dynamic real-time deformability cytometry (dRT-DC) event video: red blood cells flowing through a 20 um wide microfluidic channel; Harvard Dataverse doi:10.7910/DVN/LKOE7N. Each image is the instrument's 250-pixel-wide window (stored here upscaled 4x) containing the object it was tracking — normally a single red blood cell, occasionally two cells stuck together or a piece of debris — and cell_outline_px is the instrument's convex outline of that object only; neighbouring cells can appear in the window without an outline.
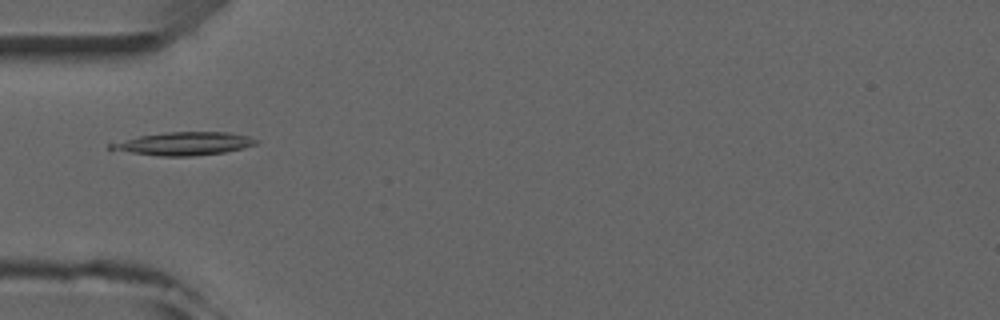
{"species": "common noctule bat (a hibernating species)", "species_latin": "Nyctalus noctula", "temperature_condition": "room temperature", "stored_images_in_passage": 3, "camera_frame_rate_fps": 3000, "um_per_image_px": 0.085, "animal": {"sex": "male", "forearm_length_mm": 52.5}, "frame": {"image": 1, "passage_image": 1, "time_ms": 0.0, "image_size_px": [1000, 320], "cell_outline_px": [[260, 140], [256, 144], [224, 152], [192, 156], [160, 156], [132, 152], [108, 148], [108, 144], [140, 136], [168, 132], [228, 132], [248, 136]], "centroid_in_image_um": [15.68, 12.2], "position_along_channel_um": 69.3, "area_um2": 19.13}}
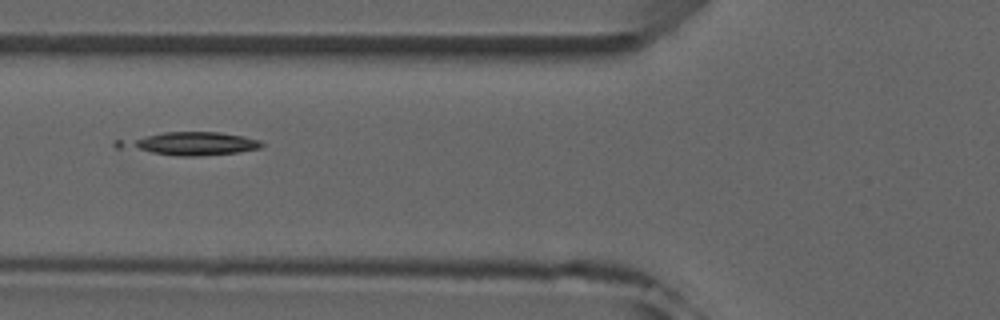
{"frame": {"image": 2, "passage_image": 2, "time_ms": 1.0, "image_size_px": [1000, 320], "cell_outline_px": [[264, 144], [260, 148], [240, 152], [196, 156], [180, 156], [116, 148], [112, 144], [112, 140], [164, 132], [220, 132], [244, 136], [260, 140]], "centroid_in_image_um": [16.07, 12.2], "position_along_channel_um": 109.7, "area_um2": 19.59}}
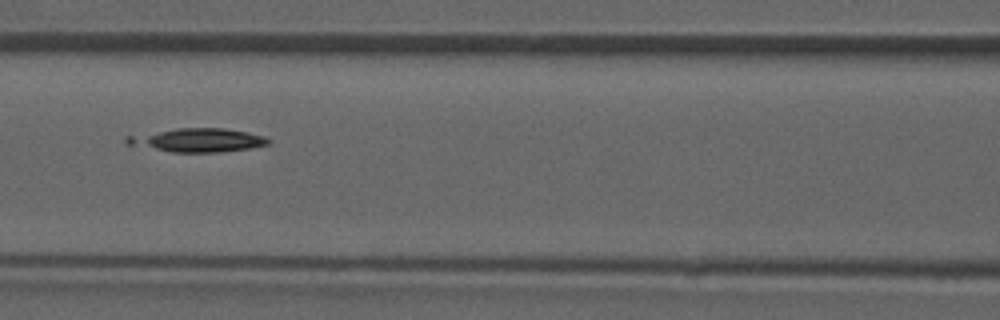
{"frame": {"image": 3, "passage_image": 3, "time_ms": 2.0, "image_size_px": [1000, 320], "cell_outline_px": [[272, 140], [268, 144], [252, 148], [216, 152], [172, 152], [124, 144], [124, 136], [176, 128], [224, 128], [264, 136]], "centroid_in_image_um": [16.73, 11.91], "position_along_channel_um": 149.9, "area_um2": 19.54}}